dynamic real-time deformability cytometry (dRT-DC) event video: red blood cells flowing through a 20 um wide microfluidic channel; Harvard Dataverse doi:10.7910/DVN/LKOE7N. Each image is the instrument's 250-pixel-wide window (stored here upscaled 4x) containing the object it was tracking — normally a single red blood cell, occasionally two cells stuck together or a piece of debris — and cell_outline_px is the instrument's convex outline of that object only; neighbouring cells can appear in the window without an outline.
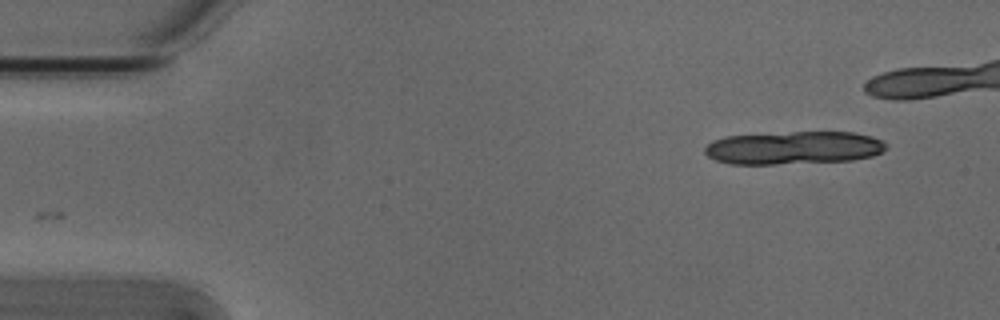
{"species": "Egyptian fruit bat (a non-hibernating species)", "species_latin": "Rousettus aegyptiacus", "temperature_condition": "cold", "stored_images_in_passage": 7, "camera_frame_rate_fps": 3000, "um_per_image_px": 0.085, "animal": {"sex": "male"}, "frame": {"image": 1, "passage_image": 1, "time_ms": 0.0, "image_size_px": [1000, 320], "cell_outline_px": [[888, 148], [872, 156], [852, 160], [776, 164], [728, 164], [716, 160], [708, 156], [704, 152], [704, 148], [712, 140], [728, 136], [792, 132], [852, 132], [872, 136], [880, 140]], "centroid_in_image_um": [67.43, 12.56], "position_along_channel_um": 17.6, "area_um2": 34.74}}